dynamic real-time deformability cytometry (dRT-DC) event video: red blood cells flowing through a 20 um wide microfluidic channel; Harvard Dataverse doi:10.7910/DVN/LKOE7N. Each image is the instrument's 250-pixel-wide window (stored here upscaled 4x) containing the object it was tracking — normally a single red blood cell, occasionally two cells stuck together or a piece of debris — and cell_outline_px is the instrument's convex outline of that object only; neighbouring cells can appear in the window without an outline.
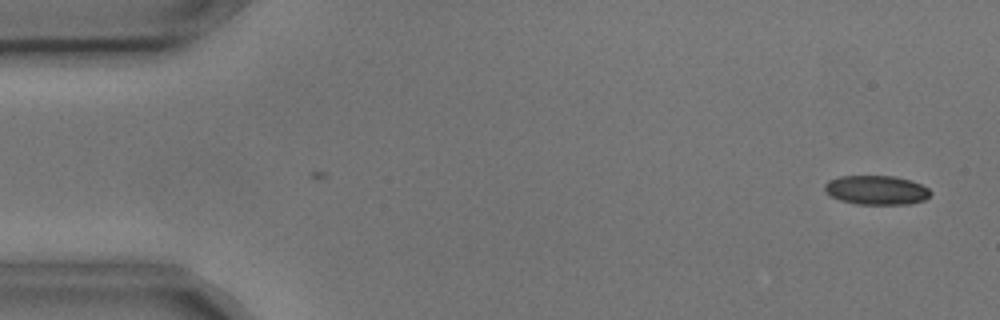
{"species": "common noctule bat (a hibernating species)", "species_latin": "Nyctalus noctula", "temperature_condition": "cold", "stored_images_in_passage": 2, "camera_frame_rate_fps": 3000, "um_per_image_px": 0.085, "animal": {"sex": "male", "body_mass_g": 17.9, "forearm_length_mm": 54.2}, "frame": {"image": 1, "passage_image": 2, "time_ms": 0.333, "image_size_px": [1000, 320], "cell_outline_px": [[932, 192], [924, 200], [912, 204], [856, 204], [840, 200], [832, 196], [824, 188], [824, 184], [828, 180], [840, 176], [896, 176], [912, 180], [928, 188]], "centroid_in_image_um": [74.52, 16.15], "position_along_channel_um": 10.5, "area_um2": 18.03}}